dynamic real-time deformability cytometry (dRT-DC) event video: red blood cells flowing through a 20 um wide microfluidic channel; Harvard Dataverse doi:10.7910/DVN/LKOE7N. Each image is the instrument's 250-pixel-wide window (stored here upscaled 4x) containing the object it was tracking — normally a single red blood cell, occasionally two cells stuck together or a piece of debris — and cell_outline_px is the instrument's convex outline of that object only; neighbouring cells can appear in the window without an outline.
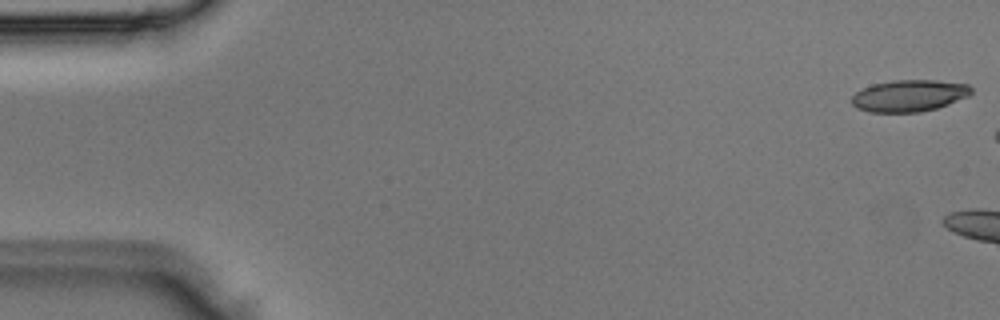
{"species": "Egyptian fruit bat (a non-hibernating species)", "species_latin": "Rousettus aegyptiacus", "temperature_condition": "room temperature", "stored_images_in_passage": 5, "camera_frame_rate_fps": 3000, "um_per_image_px": 0.085, "animal": {"sex": "male"}, "frame": {"image": 1, "passage_image": 1, "time_ms": 0.0, "image_size_px": [1000, 320], "cell_outline_px": [[972, 92], [968, 96], [948, 104], [936, 108], [920, 112], [868, 112], [856, 108], [852, 104], [852, 96], [856, 92], [872, 84], [892, 80], [936, 80], [968, 84], [972, 88]], "centroid_in_image_um": [77.27, 8.13], "position_along_channel_um": 7.7, "area_um2": 22.14}}